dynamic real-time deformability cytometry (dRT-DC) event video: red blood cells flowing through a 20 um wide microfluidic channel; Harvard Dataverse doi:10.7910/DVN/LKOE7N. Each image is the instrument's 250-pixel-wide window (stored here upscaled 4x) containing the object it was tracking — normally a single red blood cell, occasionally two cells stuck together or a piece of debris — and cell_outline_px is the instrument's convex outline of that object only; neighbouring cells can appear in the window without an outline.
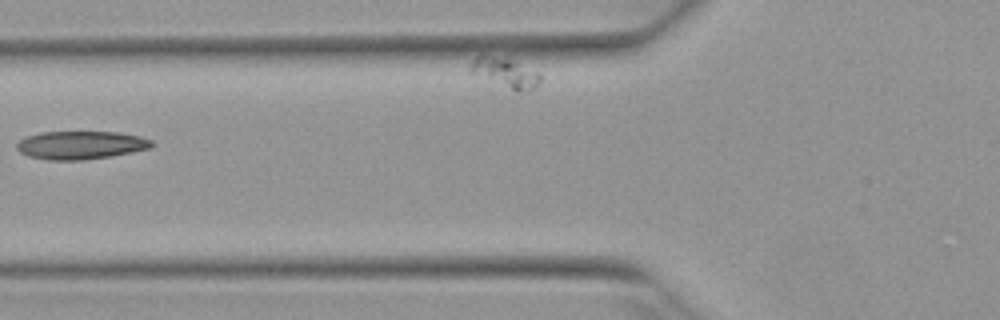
{"species": "Egyptian fruit bat (a non-hibernating species)", "species_latin": "Rousettus aegyptiacus", "temperature_condition": "warm", "stored_images_in_passage": 4, "segment_of_instrument_passage": [1, 2], "camera_frame_rate_fps": 3000, "um_per_image_px": 0.085, "animal": {"sex": "female"}, "frame": {"image": 1, "passage_image": 3, "time_ms": 0.667, "image_size_px": [1000, 320], "cell_outline_px": [[152, 148], [112, 156], [84, 160], [48, 160], [28, 156], [20, 152], [16, 148], [16, 144], [20, 140], [28, 136], [40, 132], [120, 132], [140, 136], [152, 140]], "centroid_in_image_um": [6.87, 12.34], "position_along_channel_um": 118.9, "area_um2": 22.25}}